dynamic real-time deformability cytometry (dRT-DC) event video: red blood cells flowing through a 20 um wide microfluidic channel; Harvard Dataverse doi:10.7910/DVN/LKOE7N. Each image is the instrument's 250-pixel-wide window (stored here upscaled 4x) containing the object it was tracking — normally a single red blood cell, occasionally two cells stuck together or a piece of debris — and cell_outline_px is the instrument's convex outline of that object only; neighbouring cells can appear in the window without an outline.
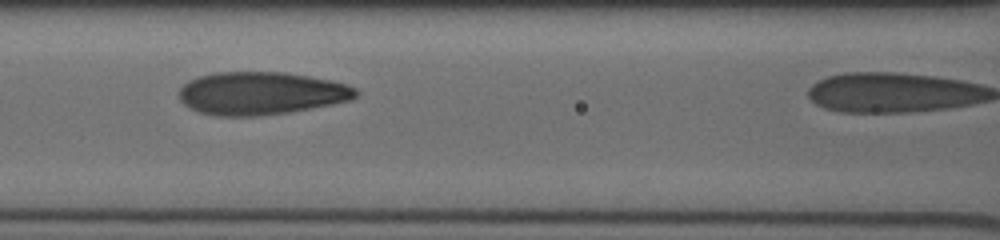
{"species": "human", "species_latin": "Homo sapiens", "temperature_condition": "cold", "stored_images_in_passage": 7, "segment_of_instrument_passage": [1, 2], "camera_frame_rate_fps": 3000, "um_per_image_px": 0.085, "donor": {"sex": "male"}, "frame": {"image": 1, "passage_image": 5, "time_ms": 3.0, "image_size_px": [1000, 240], "cell_outline_px": [[360, 92], [352, 100], [332, 104], [288, 112], [260, 116], [216, 116], [200, 112], [184, 104], [180, 100], [180, 88], [188, 80], [196, 76], [212, 72], [284, 72], [308, 76], [348, 84], [356, 88]], "centroid_in_image_um": [22.19, 7.92], "position_along_channel_um": 144.4, "area_um2": 44.27}}